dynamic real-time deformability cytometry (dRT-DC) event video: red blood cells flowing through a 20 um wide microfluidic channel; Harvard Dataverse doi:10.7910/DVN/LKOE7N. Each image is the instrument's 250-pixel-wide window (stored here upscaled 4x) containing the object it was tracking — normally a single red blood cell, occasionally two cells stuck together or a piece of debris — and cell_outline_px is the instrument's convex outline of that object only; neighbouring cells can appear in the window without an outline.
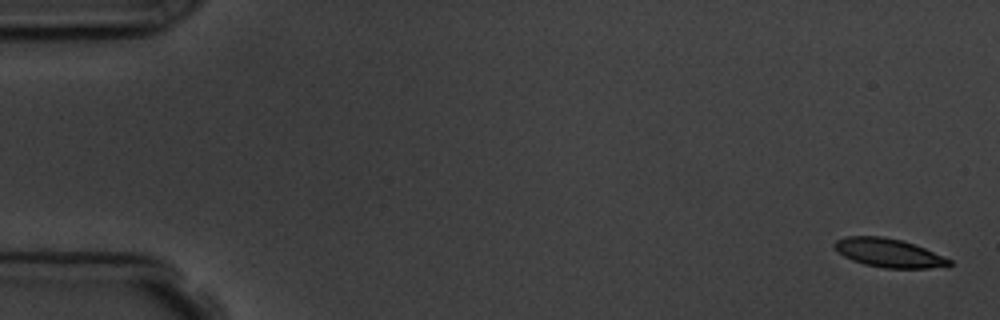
{"species": "common noctule bat (a hibernating species)", "species_latin": "Nyctalus noctula", "temperature_condition": "room temperature", "stored_images_in_passage": 7, "camera_frame_rate_fps": 3000, "um_per_image_px": 0.085, "animal": {"sex": "male", "body_mass_g": 19.5, "forearm_length_mm": 54.6}, "frame": {"image": 1, "passage_image": 1, "time_ms": 0.0, "image_size_px": [1000, 320], "cell_outline_px": [[952, 264], [948, 268], [884, 268], [864, 264], [852, 260], [844, 256], [832, 248], [832, 244], [836, 240], [848, 236], [884, 236], [900, 240], [924, 248], [952, 260]], "centroid_in_image_um": [75.54, 21.51], "position_along_channel_um": 9.5, "area_um2": 19.31}}
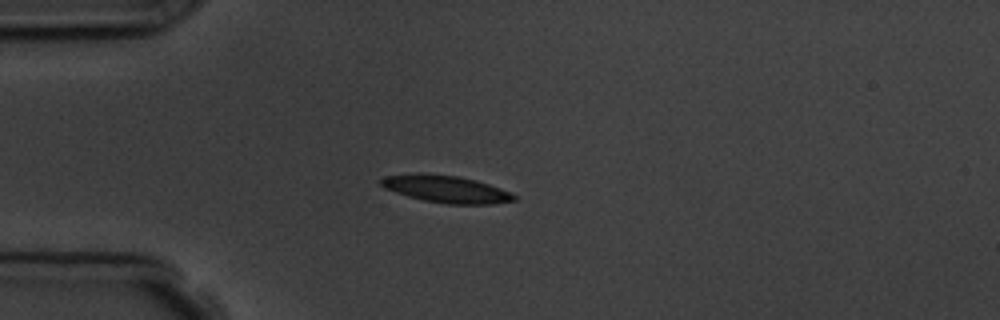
{"frame": {"image": 2, "passage_image": 4, "time_ms": 4.333, "image_size_px": [1000, 320], "cell_outline_px": [[516, 200], [492, 204], [448, 204], [424, 200], [408, 196], [384, 188], [376, 180], [384, 176], [456, 176], [476, 180], [500, 188], [516, 196]], "centroid_in_image_um": [37.96, 16.12], "position_along_channel_um": 47.0, "area_um2": 20.06}}